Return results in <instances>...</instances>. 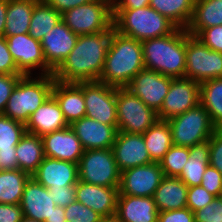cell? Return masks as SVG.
Instances as JSON below:
<instances>
[{"label":"cell","mask_w":222,"mask_h":222,"mask_svg":"<svg viewBox=\"0 0 222 222\" xmlns=\"http://www.w3.org/2000/svg\"><path fill=\"white\" fill-rule=\"evenodd\" d=\"M115 31L138 41L172 34L178 27L149 5L138 9H112Z\"/></svg>","instance_id":"obj_4"},{"label":"cell","mask_w":222,"mask_h":222,"mask_svg":"<svg viewBox=\"0 0 222 222\" xmlns=\"http://www.w3.org/2000/svg\"><path fill=\"white\" fill-rule=\"evenodd\" d=\"M222 25V0H195L187 33L197 36L203 29Z\"/></svg>","instance_id":"obj_28"},{"label":"cell","mask_w":222,"mask_h":222,"mask_svg":"<svg viewBox=\"0 0 222 222\" xmlns=\"http://www.w3.org/2000/svg\"><path fill=\"white\" fill-rule=\"evenodd\" d=\"M210 139L189 147V159L179 178L188 186L201 185L203 174L210 165Z\"/></svg>","instance_id":"obj_27"},{"label":"cell","mask_w":222,"mask_h":222,"mask_svg":"<svg viewBox=\"0 0 222 222\" xmlns=\"http://www.w3.org/2000/svg\"><path fill=\"white\" fill-rule=\"evenodd\" d=\"M5 38L12 58L24 76L33 75L32 71L37 68L41 70V73L39 72L37 75H53L54 71L45 61L39 40L34 39L28 33L5 36Z\"/></svg>","instance_id":"obj_12"},{"label":"cell","mask_w":222,"mask_h":222,"mask_svg":"<svg viewBox=\"0 0 222 222\" xmlns=\"http://www.w3.org/2000/svg\"><path fill=\"white\" fill-rule=\"evenodd\" d=\"M61 20L62 14L52 6L45 2L36 3L32 12L28 34L34 39L41 41Z\"/></svg>","instance_id":"obj_35"},{"label":"cell","mask_w":222,"mask_h":222,"mask_svg":"<svg viewBox=\"0 0 222 222\" xmlns=\"http://www.w3.org/2000/svg\"><path fill=\"white\" fill-rule=\"evenodd\" d=\"M26 132L24 123L0 114V152H16V146Z\"/></svg>","instance_id":"obj_36"},{"label":"cell","mask_w":222,"mask_h":222,"mask_svg":"<svg viewBox=\"0 0 222 222\" xmlns=\"http://www.w3.org/2000/svg\"><path fill=\"white\" fill-rule=\"evenodd\" d=\"M117 129L121 132L143 134L159 118L139 97L126 88L116 87Z\"/></svg>","instance_id":"obj_8"},{"label":"cell","mask_w":222,"mask_h":222,"mask_svg":"<svg viewBox=\"0 0 222 222\" xmlns=\"http://www.w3.org/2000/svg\"><path fill=\"white\" fill-rule=\"evenodd\" d=\"M195 0H150L149 6L178 28L186 29L193 15Z\"/></svg>","instance_id":"obj_32"},{"label":"cell","mask_w":222,"mask_h":222,"mask_svg":"<svg viewBox=\"0 0 222 222\" xmlns=\"http://www.w3.org/2000/svg\"><path fill=\"white\" fill-rule=\"evenodd\" d=\"M15 1H28V2H33V3H42L44 0H15Z\"/></svg>","instance_id":"obj_56"},{"label":"cell","mask_w":222,"mask_h":222,"mask_svg":"<svg viewBox=\"0 0 222 222\" xmlns=\"http://www.w3.org/2000/svg\"><path fill=\"white\" fill-rule=\"evenodd\" d=\"M145 69L172 78H183L186 70V29L142 41Z\"/></svg>","instance_id":"obj_3"},{"label":"cell","mask_w":222,"mask_h":222,"mask_svg":"<svg viewBox=\"0 0 222 222\" xmlns=\"http://www.w3.org/2000/svg\"><path fill=\"white\" fill-rule=\"evenodd\" d=\"M65 218L71 222H100L103 217L82 203L74 201L65 207Z\"/></svg>","instance_id":"obj_38"},{"label":"cell","mask_w":222,"mask_h":222,"mask_svg":"<svg viewBox=\"0 0 222 222\" xmlns=\"http://www.w3.org/2000/svg\"><path fill=\"white\" fill-rule=\"evenodd\" d=\"M62 21L78 36L107 31L113 26L112 3L108 0H92L65 11Z\"/></svg>","instance_id":"obj_7"},{"label":"cell","mask_w":222,"mask_h":222,"mask_svg":"<svg viewBox=\"0 0 222 222\" xmlns=\"http://www.w3.org/2000/svg\"><path fill=\"white\" fill-rule=\"evenodd\" d=\"M32 176L15 170H0V203L20 204L25 185Z\"/></svg>","instance_id":"obj_33"},{"label":"cell","mask_w":222,"mask_h":222,"mask_svg":"<svg viewBox=\"0 0 222 222\" xmlns=\"http://www.w3.org/2000/svg\"><path fill=\"white\" fill-rule=\"evenodd\" d=\"M0 74H22L9 52L5 36H0Z\"/></svg>","instance_id":"obj_44"},{"label":"cell","mask_w":222,"mask_h":222,"mask_svg":"<svg viewBox=\"0 0 222 222\" xmlns=\"http://www.w3.org/2000/svg\"><path fill=\"white\" fill-rule=\"evenodd\" d=\"M100 222H120L115 216L112 217H104Z\"/></svg>","instance_id":"obj_54"},{"label":"cell","mask_w":222,"mask_h":222,"mask_svg":"<svg viewBox=\"0 0 222 222\" xmlns=\"http://www.w3.org/2000/svg\"><path fill=\"white\" fill-rule=\"evenodd\" d=\"M16 157L18 169L32 176L45 158L41 137L26 132L16 146Z\"/></svg>","instance_id":"obj_29"},{"label":"cell","mask_w":222,"mask_h":222,"mask_svg":"<svg viewBox=\"0 0 222 222\" xmlns=\"http://www.w3.org/2000/svg\"><path fill=\"white\" fill-rule=\"evenodd\" d=\"M150 0H114L112 9H138L149 5Z\"/></svg>","instance_id":"obj_50"},{"label":"cell","mask_w":222,"mask_h":222,"mask_svg":"<svg viewBox=\"0 0 222 222\" xmlns=\"http://www.w3.org/2000/svg\"><path fill=\"white\" fill-rule=\"evenodd\" d=\"M195 222H222V196L194 212Z\"/></svg>","instance_id":"obj_40"},{"label":"cell","mask_w":222,"mask_h":222,"mask_svg":"<svg viewBox=\"0 0 222 222\" xmlns=\"http://www.w3.org/2000/svg\"><path fill=\"white\" fill-rule=\"evenodd\" d=\"M0 168L1 170L18 169L16 152H0Z\"/></svg>","instance_id":"obj_51"},{"label":"cell","mask_w":222,"mask_h":222,"mask_svg":"<svg viewBox=\"0 0 222 222\" xmlns=\"http://www.w3.org/2000/svg\"><path fill=\"white\" fill-rule=\"evenodd\" d=\"M187 191L179 177L164 176L153 196L158 212L186 208Z\"/></svg>","instance_id":"obj_26"},{"label":"cell","mask_w":222,"mask_h":222,"mask_svg":"<svg viewBox=\"0 0 222 222\" xmlns=\"http://www.w3.org/2000/svg\"><path fill=\"white\" fill-rule=\"evenodd\" d=\"M222 77V53L213 51L186 31V70L184 78L199 84Z\"/></svg>","instance_id":"obj_10"},{"label":"cell","mask_w":222,"mask_h":222,"mask_svg":"<svg viewBox=\"0 0 222 222\" xmlns=\"http://www.w3.org/2000/svg\"><path fill=\"white\" fill-rule=\"evenodd\" d=\"M171 81L172 77L143 69L132 78L125 88L134 96L139 97L148 107L158 112L169 91Z\"/></svg>","instance_id":"obj_15"},{"label":"cell","mask_w":222,"mask_h":222,"mask_svg":"<svg viewBox=\"0 0 222 222\" xmlns=\"http://www.w3.org/2000/svg\"><path fill=\"white\" fill-rule=\"evenodd\" d=\"M200 104L209 113L213 124L222 129V77L200 84Z\"/></svg>","instance_id":"obj_34"},{"label":"cell","mask_w":222,"mask_h":222,"mask_svg":"<svg viewBox=\"0 0 222 222\" xmlns=\"http://www.w3.org/2000/svg\"><path fill=\"white\" fill-rule=\"evenodd\" d=\"M143 69L142 42L119 34L112 26V39L99 82L125 88Z\"/></svg>","instance_id":"obj_2"},{"label":"cell","mask_w":222,"mask_h":222,"mask_svg":"<svg viewBox=\"0 0 222 222\" xmlns=\"http://www.w3.org/2000/svg\"><path fill=\"white\" fill-rule=\"evenodd\" d=\"M35 76L27 75L19 79L4 109L5 116L26 124L30 115L52 95L53 75Z\"/></svg>","instance_id":"obj_5"},{"label":"cell","mask_w":222,"mask_h":222,"mask_svg":"<svg viewBox=\"0 0 222 222\" xmlns=\"http://www.w3.org/2000/svg\"><path fill=\"white\" fill-rule=\"evenodd\" d=\"M52 95L69 125L86 116L83 89L77 83H63L55 80Z\"/></svg>","instance_id":"obj_25"},{"label":"cell","mask_w":222,"mask_h":222,"mask_svg":"<svg viewBox=\"0 0 222 222\" xmlns=\"http://www.w3.org/2000/svg\"><path fill=\"white\" fill-rule=\"evenodd\" d=\"M79 180L104 187H119L118 170L112 148L84 150L78 163Z\"/></svg>","instance_id":"obj_9"},{"label":"cell","mask_w":222,"mask_h":222,"mask_svg":"<svg viewBox=\"0 0 222 222\" xmlns=\"http://www.w3.org/2000/svg\"><path fill=\"white\" fill-rule=\"evenodd\" d=\"M157 222H195L194 213L188 208L158 212Z\"/></svg>","instance_id":"obj_47"},{"label":"cell","mask_w":222,"mask_h":222,"mask_svg":"<svg viewBox=\"0 0 222 222\" xmlns=\"http://www.w3.org/2000/svg\"><path fill=\"white\" fill-rule=\"evenodd\" d=\"M210 165L222 170V129L217 130L210 138Z\"/></svg>","instance_id":"obj_46"},{"label":"cell","mask_w":222,"mask_h":222,"mask_svg":"<svg viewBox=\"0 0 222 222\" xmlns=\"http://www.w3.org/2000/svg\"><path fill=\"white\" fill-rule=\"evenodd\" d=\"M142 135L151 160L159 163L173 145L168 121L158 119Z\"/></svg>","instance_id":"obj_30"},{"label":"cell","mask_w":222,"mask_h":222,"mask_svg":"<svg viewBox=\"0 0 222 222\" xmlns=\"http://www.w3.org/2000/svg\"><path fill=\"white\" fill-rule=\"evenodd\" d=\"M20 222H40V221L31 219V218H28V217H23Z\"/></svg>","instance_id":"obj_55"},{"label":"cell","mask_w":222,"mask_h":222,"mask_svg":"<svg viewBox=\"0 0 222 222\" xmlns=\"http://www.w3.org/2000/svg\"><path fill=\"white\" fill-rule=\"evenodd\" d=\"M200 103V84L189 78H172L161 109L160 120H169L194 108Z\"/></svg>","instance_id":"obj_13"},{"label":"cell","mask_w":222,"mask_h":222,"mask_svg":"<svg viewBox=\"0 0 222 222\" xmlns=\"http://www.w3.org/2000/svg\"><path fill=\"white\" fill-rule=\"evenodd\" d=\"M167 121L171 129L173 145L176 146L191 147L207 141L218 130L209 113L200 103Z\"/></svg>","instance_id":"obj_6"},{"label":"cell","mask_w":222,"mask_h":222,"mask_svg":"<svg viewBox=\"0 0 222 222\" xmlns=\"http://www.w3.org/2000/svg\"><path fill=\"white\" fill-rule=\"evenodd\" d=\"M69 126L84 150L110 149L118 133L117 125L103 124L87 116L72 122Z\"/></svg>","instance_id":"obj_17"},{"label":"cell","mask_w":222,"mask_h":222,"mask_svg":"<svg viewBox=\"0 0 222 222\" xmlns=\"http://www.w3.org/2000/svg\"><path fill=\"white\" fill-rule=\"evenodd\" d=\"M23 217L19 204L0 203V222H20Z\"/></svg>","instance_id":"obj_48"},{"label":"cell","mask_w":222,"mask_h":222,"mask_svg":"<svg viewBox=\"0 0 222 222\" xmlns=\"http://www.w3.org/2000/svg\"><path fill=\"white\" fill-rule=\"evenodd\" d=\"M112 150L120 172L153 163L142 134L118 131Z\"/></svg>","instance_id":"obj_16"},{"label":"cell","mask_w":222,"mask_h":222,"mask_svg":"<svg viewBox=\"0 0 222 222\" xmlns=\"http://www.w3.org/2000/svg\"><path fill=\"white\" fill-rule=\"evenodd\" d=\"M119 187H104L84 183L76 184V201L104 217L115 216Z\"/></svg>","instance_id":"obj_20"},{"label":"cell","mask_w":222,"mask_h":222,"mask_svg":"<svg viewBox=\"0 0 222 222\" xmlns=\"http://www.w3.org/2000/svg\"><path fill=\"white\" fill-rule=\"evenodd\" d=\"M115 217L120 222H157L158 210L153 197L118 195Z\"/></svg>","instance_id":"obj_24"},{"label":"cell","mask_w":222,"mask_h":222,"mask_svg":"<svg viewBox=\"0 0 222 222\" xmlns=\"http://www.w3.org/2000/svg\"><path fill=\"white\" fill-rule=\"evenodd\" d=\"M201 186L214 196L220 197L222 193V170L209 165L203 174Z\"/></svg>","instance_id":"obj_41"},{"label":"cell","mask_w":222,"mask_h":222,"mask_svg":"<svg viewBox=\"0 0 222 222\" xmlns=\"http://www.w3.org/2000/svg\"><path fill=\"white\" fill-rule=\"evenodd\" d=\"M77 84L83 89L86 116L103 124L117 125L116 87L99 81Z\"/></svg>","instance_id":"obj_11"},{"label":"cell","mask_w":222,"mask_h":222,"mask_svg":"<svg viewBox=\"0 0 222 222\" xmlns=\"http://www.w3.org/2000/svg\"><path fill=\"white\" fill-rule=\"evenodd\" d=\"M54 203L57 206L67 207L76 201V185L61 186L59 188H49Z\"/></svg>","instance_id":"obj_45"},{"label":"cell","mask_w":222,"mask_h":222,"mask_svg":"<svg viewBox=\"0 0 222 222\" xmlns=\"http://www.w3.org/2000/svg\"><path fill=\"white\" fill-rule=\"evenodd\" d=\"M68 126L69 124L66 122L64 114L53 95L47 98V100L30 115L29 120L25 124L28 133L40 137Z\"/></svg>","instance_id":"obj_23"},{"label":"cell","mask_w":222,"mask_h":222,"mask_svg":"<svg viewBox=\"0 0 222 222\" xmlns=\"http://www.w3.org/2000/svg\"><path fill=\"white\" fill-rule=\"evenodd\" d=\"M36 3L8 0L4 36L29 32L30 20Z\"/></svg>","instance_id":"obj_31"},{"label":"cell","mask_w":222,"mask_h":222,"mask_svg":"<svg viewBox=\"0 0 222 222\" xmlns=\"http://www.w3.org/2000/svg\"><path fill=\"white\" fill-rule=\"evenodd\" d=\"M215 197L201 185L188 187L187 207L194 213L211 203Z\"/></svg>","instance_id":"obj_39"},{"label":"cell","mask_w":222,"mask_h":222,"mask_svg":"<svg viewBox=\"0 0 222 222\" xmlns=\"http://www.w3.org/2000/svg\"><path fill=\"white\" fill-rule=\"evenodd\" d=\"M51 192L31 177L24 188L20 201L23 216L40 222L50 220V216L57 205L53 201Z\"/></svg>","instance_id":"obj_21"},{"label":"cell","mask_w":222,"mask_h":222,"mask_svg":"<svg viewBox=\"0 0 222 222\" xmlns=\"http://www.w3.org/2000/svg\"><path fill=\"white\" fill-rule=\"evenodd\" d=\"M23 74H0V114H3L12 90Z\"/></svg>","instance_id":"obj_43"},{"label":"cell","mask_w":222,"mask_h":222,"mask_svg":"<svg viewBox=\"0 0 222 222\" xmlns=\"http://www.w3.org/2000/svg\"><path fill=\"white\" fill-rule=\"evenodd\" d=\"M92 0H44L46 4L52 6L60 14L74 7L90 3Z\"/></svg>","instance_id":"obj_49"},{"label":"cell","mask_w":222,"mask_h":222,"mask_svg":"<svg viewBox=\"0 0 222 222\" xmlns=\"http://www.w3.org/2000/svg\"><path fill=\"white\" fill-rule=\"evenodd\" d=\"M45 157L79 163L84 148L70 126L41 137Z\"/></svg>","instance_id":"obj_19"},{"label":"cell","mask_w":222,"mask_h":222,"mask_svg":"<svg viewBox=\"0 0 222 222\" xmlns=\"http://www.w3.org/2000/svg\"><path fill=\"white\" fill-rule=\"evenodd\" d=\"M112 39V27L104 32L79 35L74 48L54 71L58 82L99 81Z\"/></svg>","instance_id":"obj_1"},{"label":"cell","mask_w":222,"mask_h":222,"mask_svg":"<svg viewBox=\"0 0 222 222\" xmlns=\"http://www.w3.org/2000/svg\"><path fill=\"white\" fill-rule=\"evenodd\" d=\"M8 0H0V36H4Z\"/></svg>","instance_id":"obj_53"},{"label":"cell","mask_w":222,"mask_h":222,"mask_svg":"<svg viewBox=\"0 0 222 222\" xmlns=\"http://www.w3.org/2000/svg\"><path fill=\"white\" fill-rule=\"evenodd\" d=\"M163 177L164 173L158 162L122 171L119 195L153 197Z\"/></svg>","instance_id":"obj_14"},{"label":"cell","mask_w":222,"mask_h":222,"mask_svg":"<svg viewBox=\"0 0 222 222\" xmlns=\"http://www.w3.org/2000/svg\"><path fill=\"white\" fill-rule=\"evenodd\" d=\"M32 177L47 189L76 185L78 164L45 157Z\"/></svg>","instance_id":"obj_22"},{"label":"cell","mask_w":222,"mask_h":222,"mask_svg":"<svg viewBox=\"0 0 222 222\" xmlns=\"http://www.w3.org/2000/svg\"><path fill=\"white\" fill-rule=\"evenodd\" d=\"M189 159V147L172 145L159 162L164 176L179 177Z\"/></svg>","instance_id":"obj_37"},{"label":"cell","mask_w":222,"mask_h":222,"mask_svg":"<svg viewBox=\"0 0 222 222\" xmlns=\"http://www.w3.org/2000/svg\"><path fill=\"white\" fill-rule=\"evenodd\" d=\"M65 218V208L61 206L54 207V211L50 216V220H46L45 222H66Z\"/></svg>","instance_id":"obj_52"},{"label":"cell","mask_w":222,"mask_h":222,"mask_svg":"<svg viewBox=\"0 0 222 222\" xmlns=\"http://www.w3.org/2000/svg\"><path fill=\"white\" fill-rule=\"evenodd\" d=\"M196 37L211 50L222 53V25L205 28Z\"/></svg>","instance_id":"obj_42"},{"label":"cell","mask_w":222,"mask_h":222,"mask_svg":"<svg viewBox=\"0 0 222 222\" xmlns=\"http://www.w3.org/2000/svg\"><path fill=\"white\" fill-rule=\"evenodd\" d=\"M78 35L61 20L40 41L47 65L55 71L74 48Z\"/></svg>","instance_id":"obj_18"}]
</instances>
